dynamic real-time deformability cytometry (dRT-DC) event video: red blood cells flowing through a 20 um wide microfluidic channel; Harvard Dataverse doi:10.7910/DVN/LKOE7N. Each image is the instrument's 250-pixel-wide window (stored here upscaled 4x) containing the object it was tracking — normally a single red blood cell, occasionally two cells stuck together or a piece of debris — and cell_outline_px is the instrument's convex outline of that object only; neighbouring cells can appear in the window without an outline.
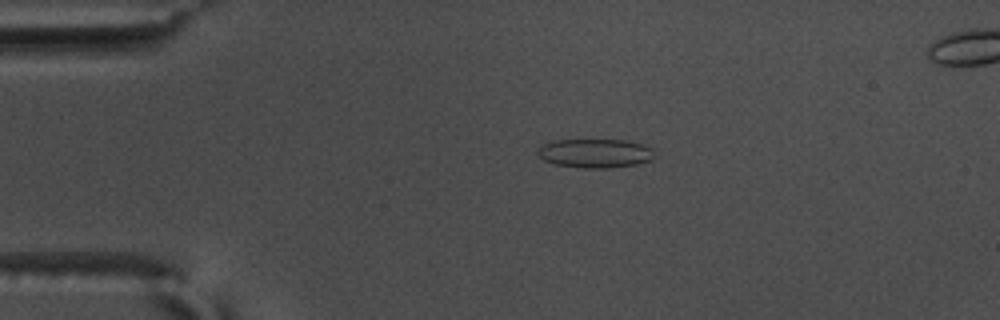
{"species": "common noctule bat (a hibernating species)", "species_latin": "Nyctalus noctula", "temperature_condition": "warm", "stored_images_in_passage": 56, "segment_of_instrument_passage": [1, 2], "camera_frame_rate_fps": 3000, "um_per_image_px": 0.085, "animal": {"sex": "male", "body_mass_g": 17.5, "forearm_length_mm": 52.3}, "frame": {"image": 1, "passage_image": 12, "time_ms": 3.667, "image_size_px": [1000, 320], "cell_outline_px": [[652, 160], [636, 164], [608, 168], [584, 168], [556, 164], [544, 160], [536, 152], [544, 144], [552, 140], [624, 140], [640, 144], [652, 148]], "centroid_in_image_um": [50.57, 13.03], "position_along_channel_um": 34.4, "area_um2": 19.42}}
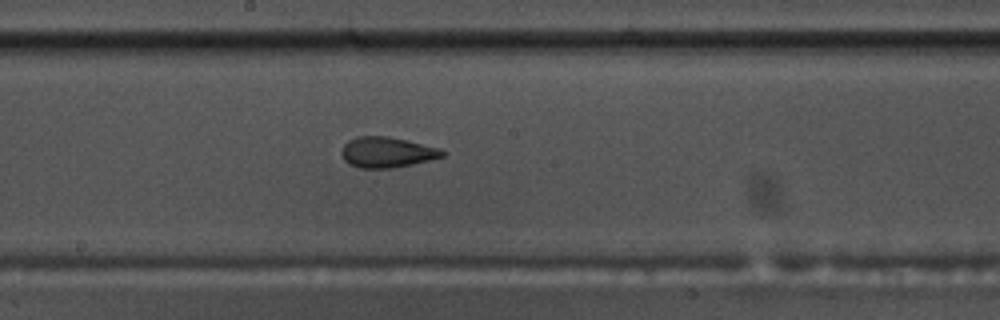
{"frame": {"image": 2, "passage_image": 30, "time_ms": 9.667, "image_size_px": [1000, 320], "cell_outline_px": [[444, 156], [432, 160], [392, 168], [360, 168], [348, 164], [344, 160], [340, 152], [344, 144], [348, 140], [356, 136], [388, 136], [408, 140], [440, 148], [444, 152]], "centroid_in_image_um": [32.87, 12.94], "position_along_channel_um": 215.3, "area_um2": 18.15}}
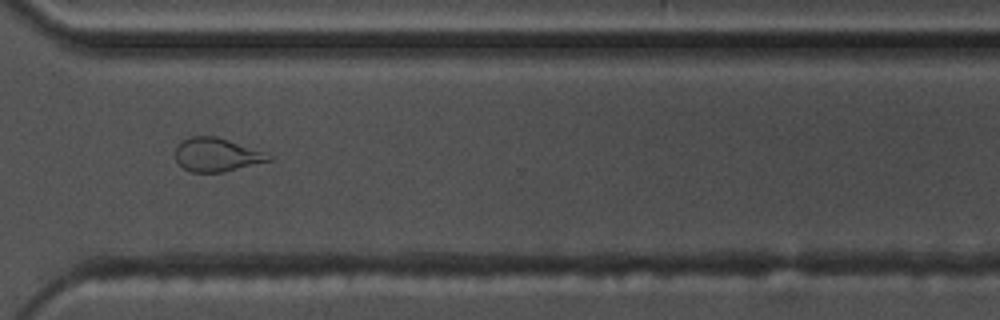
{"frame": {"image": 3, "passage_image": 41, "time_ms": 13.333, "image_size_px": [1000, 320], "cell_outline_px": [[272, 160], [224, 172], [192, 172], [184, 168], [176, 160], [176, 144], [188, 136], [216, 136], [264, 152], [272, 156]], "centroid_in_image_um": [18.39, 13.15], "position_along_channel_um": 352.2, "area_um2": 18.15}}